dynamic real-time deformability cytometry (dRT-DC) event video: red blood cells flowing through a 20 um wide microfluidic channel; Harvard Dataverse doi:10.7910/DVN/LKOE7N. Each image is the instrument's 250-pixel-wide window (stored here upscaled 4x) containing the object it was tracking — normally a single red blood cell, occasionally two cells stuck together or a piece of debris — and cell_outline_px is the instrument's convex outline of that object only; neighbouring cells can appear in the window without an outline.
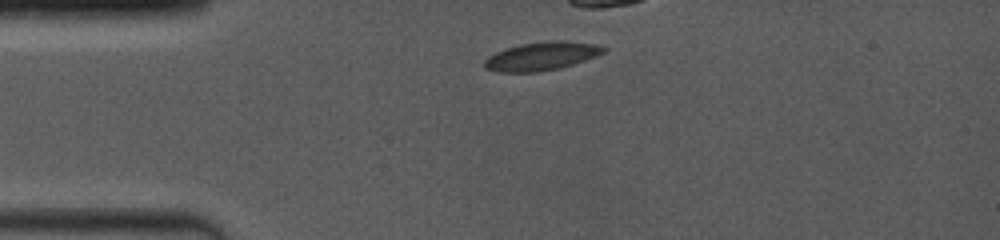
{"species": "common noctule bat (a hibernating species)", "species_latin": "Nyctalus noctula", "temperature_condition": "room temperature", "stored_images_in_passage": 31, "camera_frame_rate_fps": 4000, "um_per_image_px": 0.085, "animal": {"sex": "female", "body_mass_g": 19.0, "forearm_length_mm": 53.3}, "frame": {"image": 1, "passage_image": 1, "time_ms": 0.0, "image_size_px": [1000, 240], "cell_outline_px": [[608, 48], [604, 52], [596, 56], [560, 68], [536, 72], [496, 72], [484, 68], [484, 60], [488, 56], [496, 52], [520, 44], [548, 40], [564, 40], [596, 44]], "centroid_in_image_um": [46.03, 4.77], "position_along_channel_um": 39.0, "area_um2": 19.77}}